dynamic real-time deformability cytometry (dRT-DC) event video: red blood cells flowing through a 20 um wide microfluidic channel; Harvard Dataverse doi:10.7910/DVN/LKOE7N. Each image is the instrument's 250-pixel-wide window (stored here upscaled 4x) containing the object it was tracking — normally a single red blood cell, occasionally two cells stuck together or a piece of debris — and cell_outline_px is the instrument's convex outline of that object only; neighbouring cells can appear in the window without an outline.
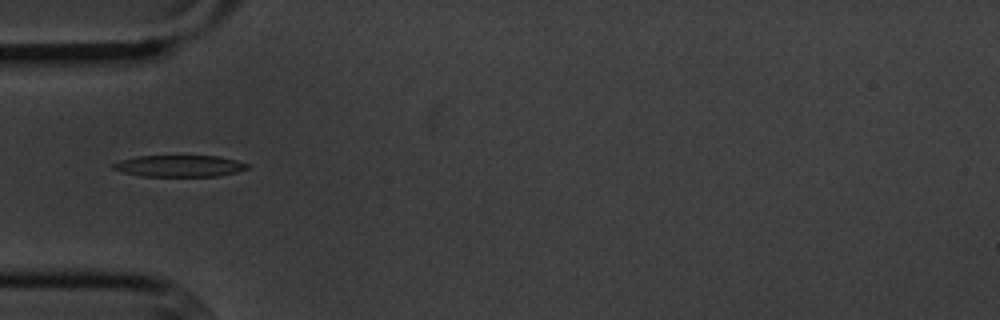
{"species": "common noctule bat (a hibernating species)", "species_latin": "Nyctalus noctula", "temperature_condition": "cold", "stored_images_in_passage": 14, "camera_frame_rate_fps": 3000, "um_per_image_px": 0.085, "animal": {"sex": "male", "body_mass_g": 20.1, "forearm_length_mm": 53.5}, "frame": {"image": 1, "passage_image": 4, "time_ms": 4.667, "image_size_px": [1000, 320], "cell_outline_px": [[252, 164], [248, 168], [236, 172], [216, 176], [140, 176], [124, 172], [112, 168], [112, 164], [120, 160], [136, 156], [220, 156]], "centroid_in_image_um": [15.28, 14.1], "position_along_channel_um": 69.7, "area_um2": 16.88}}
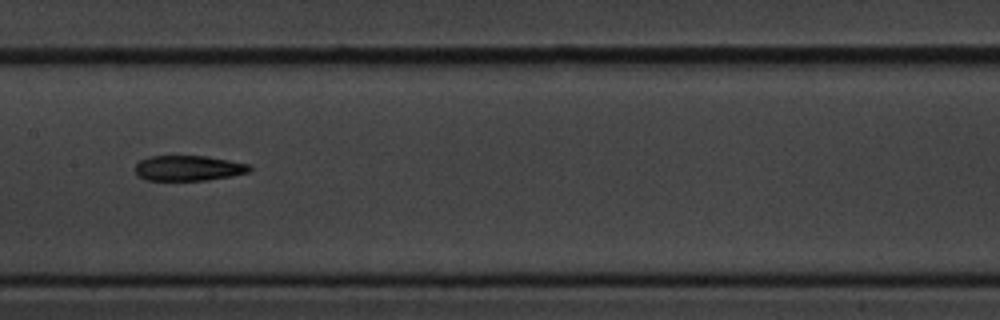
{"frame": {"image": 2, "passage_image": 7, "time_ms": 8.0, "image_size_px": [1000, 320], "cell_outline_px": [[252, 168], [248, 172], [232, 176], [208, 180], [148, 180], [136, 176], [136, 164], [140, 160], [148, 156], [208, 156], [248, 164]], "centroid_in_image_um": [16.0, 14.29], "position_along_channel_um": 191.4, "area_um2": 16.88}}
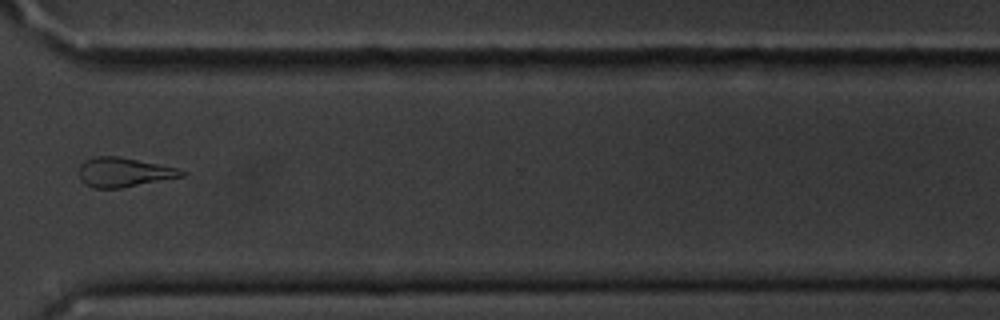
{"frame": {"image": 3, "passage_image": 11, "time_ms": 12.667, "image_size_px": [1000, 320], "cell_outline_px": [[188, 172], [184, 176], [120, 188], [92, 188], [84, 184], [80, 180], [80, 164], [84, 160], [96, 156], [116, 156], [176, 168]], "centroid_in_image_um": [10.48, 14.65], "position_along_channel_um": 360.1, "area_um2": 17.34}}